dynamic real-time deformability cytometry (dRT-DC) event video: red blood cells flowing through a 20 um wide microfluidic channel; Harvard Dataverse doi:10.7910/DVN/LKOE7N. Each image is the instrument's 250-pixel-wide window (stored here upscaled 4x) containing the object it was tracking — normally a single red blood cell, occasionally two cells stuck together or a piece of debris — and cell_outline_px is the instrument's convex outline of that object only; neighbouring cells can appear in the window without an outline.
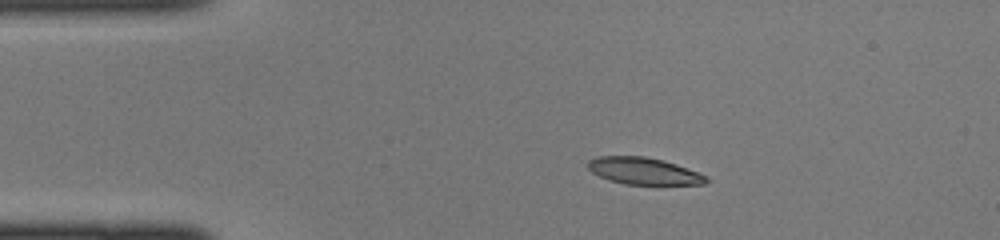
{"species": "common noctule bat (a hibernating species)", "species_latin": "Nyctalus noctula", "temperature_condition": "cold", "stored_images_in_passage": 37, "camera_frame_rate_fps": 3000, "um_per_image_px": 0.085, "animal": {"sex": "female", "body_mass_g": 22.0, "forearm_length_mm": 56.7}, "frame": {"image": 1, "passage_image": 1, "time_ms": 0.0, "image_size_px": [1000, 240], "cell_outline_px": [[708, 180], [704, 184], [624, 184], [608, 180], [592, 172], [588, 168], [588, 160], [596, 156], [644, 156], [664, 160], [676, 164], [708, 176]], "centroid_in_image_um": [54.69, 14.53], "position_along_channel_um": 30.3, "area_um2": 18.5}}
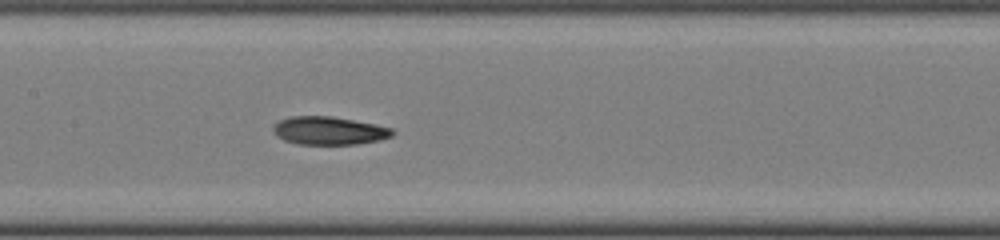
{"frame": {"image": 2, "passage_image": 14, "time_ms": 4.333, "image_size_px": [1000, 240], "cell_outline_px": [[396, 132], [392, 136], [380, 140], [356, 144], [296, 144], [284, 140], [276, 136], [272, 132], [272, 128], [280, 120], [288, 116], [332, 116], [376, 124], [392, 128]], "centroid_in_image_um": [27.97, 11.1], "position_along_channel_um": 179.4, "area_um2": 19.71}}
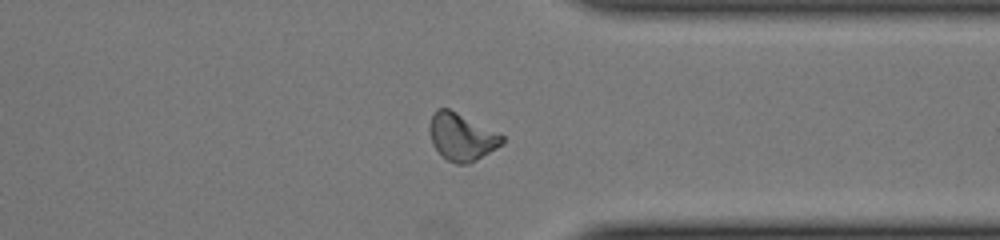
{"frame": {"image": 3, "passage_image": 27, "time_ms": 8.667, "image_size_px": [1000, 240], "cell_outline_px": [[504, 144], [476, 160], [468, 164], [456, 164], [448, 160], [432, 144], [428, 128], [432, 116], [436, 108], [448, 108], [504, 136]], "centroid_in_image_um": [39.23, 11.64], "position_along_channel_um": 372.2, "area_um2": 19.71}}